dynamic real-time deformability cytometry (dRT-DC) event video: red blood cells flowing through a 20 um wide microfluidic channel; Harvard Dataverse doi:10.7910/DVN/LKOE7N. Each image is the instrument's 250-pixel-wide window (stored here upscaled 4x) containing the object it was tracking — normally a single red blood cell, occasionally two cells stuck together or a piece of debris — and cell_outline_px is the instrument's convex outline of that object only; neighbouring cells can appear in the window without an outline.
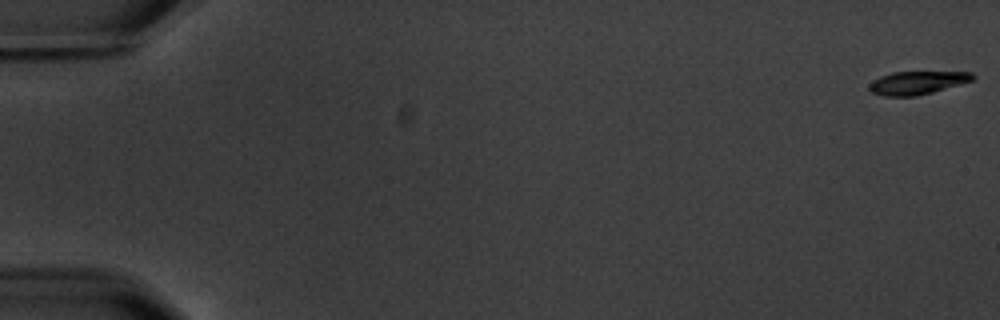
{"species": "common noctule bat (a hibernating species)", "species_latin": "Nyctalus noctula", "temperature_condition": "warm", "stored_images_in_passage": 7, "segment_of_instrument_passage": [2, 2], "camera_frame_rate_fps": 3000, "um_per_image_px": 0.085, "animal": {"sex": "male", "body_mass_g": 20.1, "forearm_length_mm": 53.5}, "frame": {"image": 1, "passage_image": 7, "time_ms": 7.333, "image_size_px": [1000, 320], "cell_outline_px": [[976, 76], [972, 80], [932, 92], [916, 96], [884, 96], [872, 92], [868, 88], [868, 84], [872, 80], [880, 76], [892, 72], [972, 72]], "centroid_in_image_um": [77.91, 7.03], "position_along_channel_um": 7.1, "area_um2": 13.87}}